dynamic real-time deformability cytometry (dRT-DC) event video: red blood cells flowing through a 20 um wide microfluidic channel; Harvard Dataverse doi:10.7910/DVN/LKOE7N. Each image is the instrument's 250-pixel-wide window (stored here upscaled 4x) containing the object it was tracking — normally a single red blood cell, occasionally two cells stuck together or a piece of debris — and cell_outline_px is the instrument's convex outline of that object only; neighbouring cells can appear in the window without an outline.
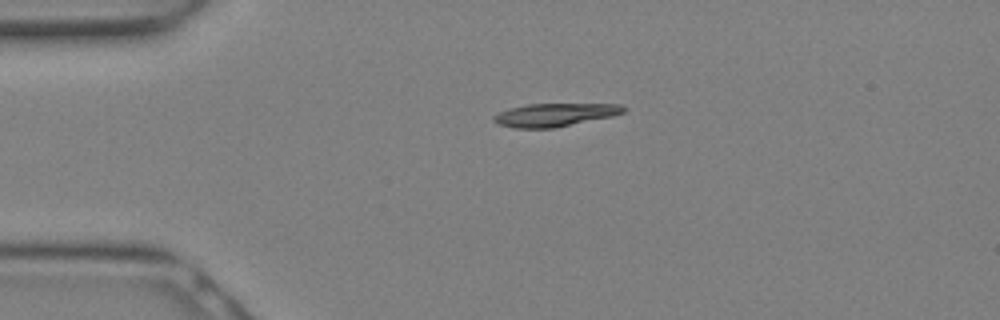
{"species": "Egyptian fruit bat (a non-hibernating species)", "species_latin": "Rousettus aegyptiacus", "temperature_condition": "warm", "stored_images_in_passage": 10, "camera_frame_rate_fps": 3000, "um_per_image_px": 0.085, "animal": {"sex": "female"}, "frame": {"image": 1, "passage_image": 1, "time_ms": 0.0, "image_size_px": [1000, 320], "cell_outline_px": [[628, 108], [624, 112], [612, 116], [556, 128], [516, 128], [496, 124], [492, 120], [492, 116], [496, 112], [508, 108], [528, 104], [624, 104]], "centroid_in_image_um": [47.13, 9.76], "position_along_channel_um": 37.9, "area_um2": 17.8}}
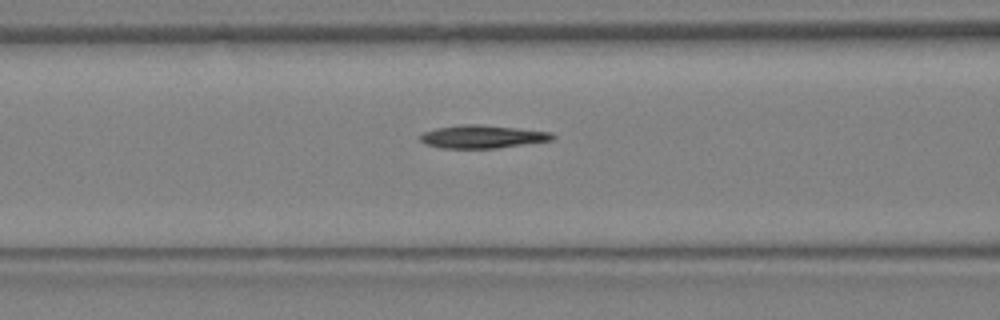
{"frame": {"image": 2, "passage_image": 6, "time_ms": 1.667, "image_size_px": [1000, 320], "cell_outline_px": [[556, 136], [552, 140], [496, 148], [440, 148], [424, 144], [420, 140], [420, 136], [424, 132], [436, 128], [460, 124], [480, 124], [552, 132]], "centroid_in_image_um": [40.98, 11.61], "position_along_channel_um": 125.6, "area_um2": 17.74}}
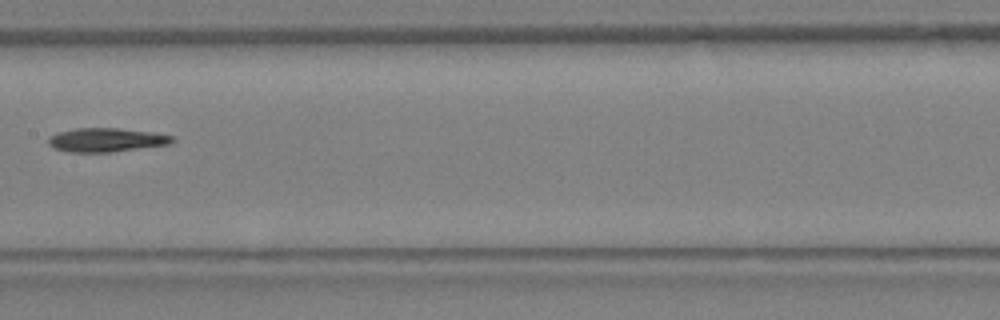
{"frame": {"image": 3, "passage_image": 9, "time_ms": 2.667, "image_size_px": [1000, 320], "cell_outline_px": [[176, 140], [172, 144], [112, 152], [64, 152], [52, 148], [48, 144], [48, 136], [56, 132], [76, 128], [120, 128], [152, 132], [176, 136]], "centroid_in_image_um": [9.04, 11.89], "position_along_channel_um": 198.4, "area_um2": 17.69}}